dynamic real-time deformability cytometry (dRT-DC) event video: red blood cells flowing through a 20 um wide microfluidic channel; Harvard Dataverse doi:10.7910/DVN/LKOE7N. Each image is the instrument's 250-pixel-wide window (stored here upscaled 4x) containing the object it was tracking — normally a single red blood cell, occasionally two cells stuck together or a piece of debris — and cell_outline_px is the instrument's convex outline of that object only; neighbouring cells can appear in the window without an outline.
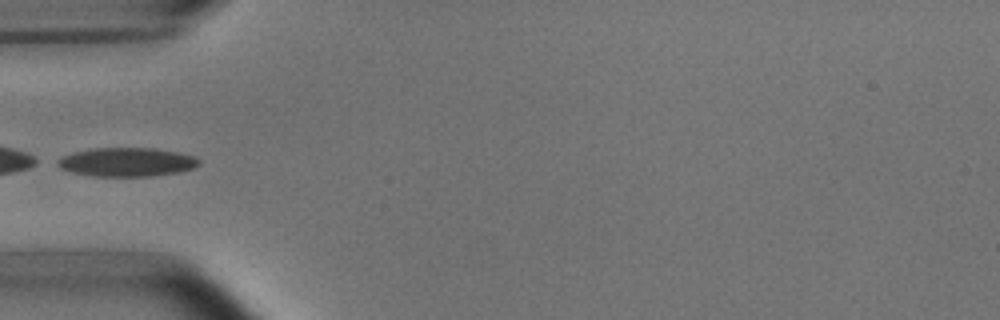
{"species": "common noctule bat (a hibernating species)", "species_latin": "Nyctalus noctula", "temperature_condition": "room temperature", "stored_images_in_passage": 7, "camera_frame_rate_fps": 3000, "um_per_image_px": 0.085, "animal": {"sex": "male", "body_mass_g": 15.6}, "frame": {"image": 1, "passage_image": 6, "time_ms": 5.667, "image_size_px": [1000, 320], "cell_outline_px": [[200, 164], [196, 168], [176, 172], [152, 176], [92, 176], [72, 172], [60, 168], [52, 164], [52, 160], [60, 156], [72, 152], [92, 148], [156, 148], [196, 156], [200, 160]], "centroid_in_image_um": [10.7, 13.77], "position_along_channel_um": 74.3, "area_um2": 24.22}}